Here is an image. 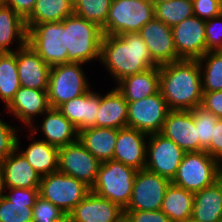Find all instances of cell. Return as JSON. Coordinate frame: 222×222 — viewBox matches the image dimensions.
Segmentation results:
<instances>
[{"mask_svg": "<svg viewBox=\"0 0 222 222\" xmlns=\"http://www.w3.org/2000/svg\"><path fill=\"white\" fill-rule=\"evenodd\" d=\"M5 1H6V0H0V6L5 5Z\"/></svg>", "mask_w": 222, "mask_h": 222, "instance_id": "cell-50", "label": "cell"}, {"mask_svg": "<svg viewBox=\"0 0 222 222\" xmlns=\"http://www.w3.org/2000/svg\"><path fill=\"white\" fill-rule=\"evenodd\" d=\"M21 87L15 52L0 53V100L4 108L11 102Z\"/></svg>", "mask_w": 222, "mask_h": 222, "instance_id": "cell-33", "label": "cell"}, {"mask_svg": "<svg viewBox=\"0 0 222 222\" xmlns=\"http://www.w3.org/2000/svg\"><path fill=\"white\" fill-rule=\"evenodd\" d=\"M68 63L99 62L103 32L97 24L73 13L64 19Z\"/></svg>", "mask_w": 222, "mask_h": 222, "instance_id": "cell-3", "label": "cell"}, {"mask_svg": "<svg viewBox=\"0 0 222 222\" xmlns=\"http://www.w3.org/2000/svg\"><path fill=\"white\" fill-rule=\"evenodd\" d=\"M222 164L206 151L185 152L172 184L196 193L220 179Z\"/></svg>", "mask_w": 222, "mask_h": 222, "instance_id": "cell-5", "label": "cell"}, {"mask_svg": "<svg viewBox=\"0 0 222 222\" xmlns=\"http://www.w3.org/2000/svg\"><path fill=\"white\" fill-rule=\"evenodd\" d=\"M101 162L79 141L59 148L58 171L72 176L92 188Z\"/></svg>", "mask_w": 222, "mask_h": 222, "instance_id": "cell-13", "label": "cell"}, {"mask_svg": "<svg viewBox=\"0 0 222 222\" xmlns=\"http://www.w3.org/2000/svg\"><path fill=\"white\" fill-rule=\"evenodd\" d=\"M27 138L29 145L27 148H21L20 135L16 137V148L27 159L32 168L41 176L48 175L58 171L59 148L48 144L27 129Z\"/></svg>", "mask_w": 222, "mask_h": 222, "instance_id": "cell-23", "label": "cell"}, {"mask_svg": "<svg viewBox=\"0 0 222 222\" xmlns=\"http://www.w3.org/2000/svg\"><path fill=\"white\" fill-rule=\"evenodd\" d=\"M39 188H5L0 200V222H33Z\"/></svg>", "mask_w": 222, "mask_h": 222, "instance_id": "cell-20", "label": "cell"}, {"mask_svg": "<svg viewBox=\"0 0 222 222\" xmlns=\"http://www.w3.org/2000/svg\"><path fill=\"white\" fill-rule=\"evenodd\" d=\"M50 108L47 91L31 89L21 86L15 93L4 112L14 117L21 125V129H29ZM8 110V111H7Z\"/></svg>", "mask_w": 222, "mask_h": 222, "instance_id": "cell-15", "label": "cell"}, {"mask_svg": "<svg viewBox=\"0 0 222 222\" xmlns=\"http://www.w3.org/2000/svg\"><path fill=\"white\" fill-rule=\"evenodd\" d=\"M205 151L222 164V119H218L210 145Z\"/></svg>", "mask_w": 222, "mask_h": 222, "instance_id": "cell-44", "label": "cell"}, {"mask_svg": "<svg viewBox=\"0 0 222 222\" xmlns=\"http://www.w3.org/2000/svg\"><path fill=\"white\" fill-rule=\"evenodd\" d=\"M16 63L21 86L47 91L51 67L28 43L16 50Z\"/></svg>", "mask_w": 222, "mask_h": 222, "instance_id": "cell-18", "label": "cell"}, {"mask_svg": "<svg viewBox=\"0 0 222 222\" xmlns=\"http://www.w3.org/2000/svg\"><path fill=\"white\" fill-rule=\"evenodd\" d=\"M133 222H171L159 209L155 211H124Z\"/></svg>", "mask_w": 222, "mask_h": 222, "instance_id": "cell-42", "label": "cell"}, {"mask_svg": "<svg viewBox=\"0 0 222 222\" xmlns=\"http://www.w3.org/2000/svg\"><path fill=\"white\" fill-rule=\"evenodd\" d=\"M37 0H6L5 5L26 19L33 11Z\"/></svg>", "mask_w": 222, "mask_h": 222, "instance_id": "cell-45", "label": "cell"}, {"mask_svg": "<svg viewBox=\"0 0 222 222\" xmlns=\"http://www.w3.org/2000/svg\"><path fill=\"white\" fill-rule=\"evenodd\" d=\"M83 63H63L51 67L47 88L51 108L85 94L92 84L85 74Z\"/></svg>", "mask_w": 222, "mask_h": 222, "instance_id": "cell-6", "label": "cell"}, {"mask_svg": "<svg viewBox=\"0 0 222 222\" xmlns=\"http://www.w3.org/2000/svg\"><path fill=\"white\" fill-rule=\"evenodd\" d=\"M118 222H133L125 213L119 218Z\"/></svg>", "mask_w": 222, "mask_h": 222, "instance_id": "cell-47", "label": "cell"}, {"mask_svg": "<svg viewBox=\"0 0 222 222\" xmlns=\"http://www.w3.org/2000/svg\"><path fill=\"white\" fill-rule=\"evenodd\" d=\"M182 222H199V221H196L193 218H189V219L182 221Z\"/></svg>", "mask_w": 222, "mask_h": 222, "instance_id": "cell-49", "label": "cell"}, {"mask_svg": "<svg viewBox=\"0 0 222 222\" xmlns=\"http://www.w3.org/2000/svg\"><path fill=\"white\" fill-rule=\"evenodd\" d=\"M99 105L100 92L91 87L85 94L63 103L57 109L80 131L96 126Z\"/></svg>", "mask_w": 222, "mask_h": 222, "instance_id": "cell-25", "label": "cell"}, {"mask_svg": "<svg viewBox=\"0 0 222 222\" xmlns=\"http://www.w3.org/2000/svg\"><path fill=\"white\" fill-rule=\"evenodd\" d=\"M202 92L222 91V51H208L198 59Z\"/></svg>", "mask_w": 222, "mask_h": 222, "instance_id": "cell-34", "label": "cell"}, {"mask_svg": "<svg viewBox=\"0 0 222 222\" xmlns=\"http://www.w3.org/2000/svg\"><path fill=\"white\" fill-rule=\"evenodd\" d=\"M104 93H100L96 127L114 129L127 127L128 105L123 95L116 87Z\"/></svg>", "mask_w": 222, "mask_h": 222, "instance_id": "cell-28", "label": "cell"}, {"mask_svg": "<svg viewBox=\"0 0 222 222\" xmlns=\"http://www.w3.org/2000/svg\"><path fill=\"white\" fill-rule=\"evenodd\" d=\"M152 1H153V4H156V3H161L165 1H171V0H152Z\"/></svg>", "mask_w": 222, "mask_h": 222, "instance_id": "cell-48", "label": "cell"}, {"mask_svg": "<svg viewBox=\"0 0 222 222\" xmlns=\"http://www.w3.org/2000/svg\"><path fill=\"white\" fill-rule=\"evenodd\" d=\"M4 181H3V177H2V173L0 171V200L4 197Z\"/></svg>", "mask_w": 222, "mask_h": 222, "instance_id": "cell-46", "label": "cell"}, {"mask_svg": "<svg viewBox=\"0 0 222 222\" xmlns=\"http://www.w3.org/2000/svg\"><path fill=\"white\" fill-rule=\"evenodd\" d=\"M192 16V0H171L154 4V18L171 28Z\"/></svg>", "mask_w": 222, "mask_h": 222, "instance_id": "cell-35", "label": "cell"}, {"mask_svg": "<svg viewBox=\"0 0 222 222\" xmlns=\"http://www.w3.org/2000/svg\"><path fill=\"white\" fill-rule=\"evenodd\" d=\"M90 192L85 183L59 171L43 176L39 185V195L67 215Z\"/></svg>", "mask_w": 222, "mask_h": 222, "instance_id": "cell-9", "label": "cell"}, {"mask_svg": "<svg viewBox=\"0 0 222 222\" xmlns=\"http://www.w3.org/2000/svg\"><path fill=\"white\" fill-rule=\"evenodd\" d=\"M69 221L67 214L60 208L43 199L40 195L33 206V222Z\"/></svg>", "mask_w": 222, "mask_h": 222, "instance_id": "cell-38", "label": "cell"}, {"mask_svg": "<svg viewBox=\"0 0 222 222\" xmlns=\"http://www.w3.org/2000/svg\"><path fill=\"white\" fill-rule=\"evenodd\" d=\"M171 181L147 169L135 175L131 199L124 211L159 210Z\"/></svg>", "mask_w": 222, "mask_h": 222, "instance_id": "cell-11", "label": "cell"}, {"mask_svg": "<svg viewBox=\"0 0 222 222\" xmlns=\"http://www.w3.org/2000/svg\"><path fill=\"white\" fill-rule=\"evenodd\" d=\"M190 111L194 117L195 128H197L199 151H205L210 145L213 129L219 118L201 105Z\"/></svg>", "mask_w": 222, "mask_h": 222, "instance_id": "cell-37", "label": "cell"}, {"mask_svg": "<svg viewBox=\"0 0 222 222\" xmlns=\"http://www.w3.org/2000/svg\"><path fill=\"white\" fill-rule=\"evenodd\" d=\"M127 127L146 134L160 133L169 112L160 90L144 99L127 102Z\"/></svg>", "mask_w": 222, "mask_h": 222, "instance_id": "cell-12", "label": "cell"}, {"mask_svg": "<svg viewBox=\"0 0 222 222\" xmlns=\"http://www.w3.org/2000/svg\"><path fill=\"white\" fill-rule=\"evenodd\" d=\"M201 106L222 119V91L203 92Z\"/></svg>", "mask_w": 222, "mask_h": 222, "instance_id": "cell-43", "label": "cell"}, {"mask_svg": "<svg viewBox=\"0 0 222 222\" xmlns=\"http://www.w3.org/2000/svg\"><path fill=\"white\" fill-rule=\"evenodd\" d=\"M171 30L177 56L180 59L198 60L207 52L204 20L193 15Z\"/></svg>", "mask_w": 222, "mask_h": 222, "instance_id": "cell-14", "label": "cell"}, {"mask_svg": "<svg viewBox=\"0 0 222 222\" xmlns=\"http://www.w3.org/2000/svg\"><path fill=\"white\" fill-rule=\"evenodd\" d=\"M20 130V126L15 127L0 117V162L16 148V137Z\"/></svg>", "mask_w": 222, "mask_h": 222, "instance_id": "cell-39", "label": "cell"}, {"mask_svg": "<svg viewBox=\"0 0 222 222\" xmlns=\"http://www.w3.org/2000/svg\"><path fill=\"white\" fill-rule=\"evenodd\" d=\"M123 214L119 205L90 192L67 217L69 222H118Z\"/></svg>", "mask_w": 222, "mask_h": 222, "instance_id": "cell-22", "label": "cell"}, {"mask_svg": "<svg viewBox=\"0 0 222 222\" xmlns=\"http://www.w3.org/2000/svg\"><path fill=\"white\" fill-rule=\"evenodd\" d=\"M160 92L169 110H192L202 103L198 60L181 59L159 66Z\"/></svg>", "mask_w": 222, "mask_h": 222, "instance_id": "cell-2", "label": "cell"}, {"mask_svg": "<svg viewBox=\"0 0 222 222\" xmlns=\"http://www.w3.org/2000/svg\"><path fill=\"white\" fill-rule=\"evenodd\" d=\"M152 60L158 65L181 60L177 56L171 27L153 18L139 31Z\"/></svg>", "mask_w": 222, "mask_h": 222, "instance_id": "cell-16", "label": "cell"}, {"mask_svg": "<svg viewBox=\"0 0 222 222\" xmlns=\"http://www.w3.org/2000/svg\"><path fill=\"white\" fill-rule=\"evenodd\" d=\"M118 129L88 127L79 131L78 141L100 162L113 159Z\"/></svg>", "mask_w": 222, "mask_h": 222, "instance_id": "cell-29", "label": "cell"}, {"mask_svg": "<svg viewBox=\"0 0 222 222\" xmlns=\"http://www.w3.org/2000/svg\"><path fill=\"white\" fill-rule=\"evenodd\" d=\"M39 118L41 124L34 123L28 130L35 136L41 132L42 141L47 142L57 148L64 147L68 144L78 141L79 131L66 119L57 108H49ZM36 124V125H35ZM38 130V131H37Z\"/></svg>", "mask_w": 222, "mask_h": 222, "instance_id": "cell-17", "label": "cell"}, {"mask_svg": "<svg viewBox=\"0 0 222 222\" xmlns=\"http://www.w3.org/2000/svg\"><path fill=\"white\" fill-rule=\"evenodd\" d=\"M199 222H218L222 219V180L194 193L192 217Z\"/></svg>", "mask_w": 222, "mask_h": 222, "instance_id": "cell-30", "label": "cell"}, {"mask_svg": "<svg viewBox=\"0 0 222 222\" xmlns=\"http://www.w3.org/2000/svg\"><path fill=\"white\" fill-rule=\"evenodd\" d=\"M184 152H199V140L194 117L189 110H169L160 132Z\"/></svg>", "mask_w": 222, "mask_h": 222, "instance_id": "cell-19", "label": "cell"}, {"mask_svg": "<svg viewBox=\"0 0 222 222\" xmlns=\"http://www.w3.org/2000/svg\"><path fill=\"white\" fill-rule=\"evenodd\" d=\"M114 86L127 102L138 101L156 94L160 90L159 66L125 77Z\"/></svg>", "mask_w": 222, "mask_h": 222, "instance_id": "cell-27", "label": "cell"}, {"mask_svg": "<svg viewBox=\"0 0 222 222\" xmlns=\"http://www.w3.org/2000/svg\"><path fill=\"white\" fill-rule=\"evenodd\" d=\"M193 15L209 20L222 14V0H192Z\"/></svg>", "mask_w": 222, "mask_h": 222, "instance_id": "cell-41", "label": "cell"}, {"mask_svg": "<svg viewBox=\"0 0 222 222\" xmlns=\"http://www.w3.org/2000/svg\"><path fill=\"white\" fill-rule=\"evenodd\" d=\"M194 193L172 183L166 189L160 210L171 222H182L192 217Z\"/></svg>", "mask_w": 222, "mask_h": 222, "instance_id": "cell-31", "label": "cell"}, {"mask_svg": "<svg viewBox=\"0 0 222 222\" xmlns=\"http://www.w3.org/2000/svg\"><path fill=\"white\" fill-rule=\"evenodd\" d=\"M207 52L222 51V14L205 21Z\"/></svg>", "mask_w": 222, "mask_h": 222, "instance_id": "cell-40", "label": "cell"}, {"mask_svg": "<svg viewBox=\"0 0 222 222\" xmlns=\"http://www.w3.org/2000/svg\"><path fill=\"white\" fill-rule=\"evenodd\" d=\"M27 43L50 67L68 63L64 20L33 25L28 29Z\"/></svg>", "mask_w": 222, "mask_h": 222, "instance_id": "cell-8", "label": "cell"}, {"mask_svg": "<svg viewBox=\"0 0 222 222\" xmlns=\"http://www.w3.org/2000/svg\"><path fill=\"white\" fill-rule=\"evenodd\" d=\"M74 13L71 0H37L31 14L25 19L27 30L33 25L61 22Z\"/></svg>", "mask_w": 222, "mask_h": 222, "instance_id": "cell-32", "label": "cell"}, {"mask_svg": "<svg viewBox=\"0 0 222 222\" xmlns=\"http://www.w3.org/2000/svg\"><path fill=\"white\" fill-rule=\"evenodd\" d=\"M27 35L25 19L11 7L0 6V53L22 48L27 44Z\"/></svg>", "mask_w": 222, "mask_h": 222, "instance_id": "cell-26", "label": "cell"}, {"mask_svg": "<svg viewBox=\"0 0 222 222\" xmlns=\"http://www.w3.org/2000/svg\"><path fill=\"white\" fill-rule=\"evenodd\" d=\"M99 64L105 66L116 84L125 77L158 66L139 32L103 35Z\"/></svg>", "mask_w": 222, "mask_h": 222, "instance_id": "cell-1", "label": "cell"}, {"mask_svg": "<svg viewBox=\"0 0 222 222\" xmlns=\"http://www.w3.org/2000/svg\"><path fill=\"white\" fill-rule=\"evenodd\" d=\"M154 18L152 0H112L103 35L136 33Z\"/></svg>", "mask_w": 222, "mask_h": 222, "instance_id": "cell-7", "label": "cell"}, {"mask_svg": "<svg viewBox=\"0 0 222 222\" xmlns=\"http://www.w3.org/2000/svg\"><path fill=\"white\" fill-rule=\"evenodd\" d=\"M112 0H77L74 13L87 21L103 27L108 18Z\"/></svg>", "mask_w": 222, "mask_h": 222, "instance_id": "cell-36", "label": "cell"}, {"mask_svg": "<svg viewBox=\"0 0 222 222\" xmlns=\"http://www.w3.org/2000/svg\"><path fill=\"white\" fill-rule=\"evenodd\" d=\"M148 134L134 128L118 129L113 160L134 169L142 170L146 166V146Z\"/></svg>", "mask_w": 222, "mask_h": 222, "instance_id": "cell-21", "label": "cell"}, {"mask_svg": "<svg viewBox=\"0 0 222 222\" xmlns=\"http://www.w3.org/2000/svg\"><path fill=\"white\" fill-rule=\"evenodd\" d=\"M184 154L185 152L178 145L162 134H149L145 169L172 181Z\"/></svg>", "mask_w": 222, "mask_h": 222, "instance_id": "cell-10", "label": "cell"}, {"mask_svg": "<svg viewBox=\"0 0 222 222\" xmlns=\"http://www.w3.org/2000/svg\"><path fill=\"white\" fill-rule=\"evenodd\" d=\"M0 171L5 188H39L42 178L17 148L0 162Z\"/></svg>", "mask_w": 222, "mask_h": 222, "instance_id": "cell-24", "label": "cell"}, {"mask_svg": "<svg viewBox=\"0 0 222 222\" xmlns=\"http://www.w3.org/2000/svg\"><path fill=\"white\" fill-rule=\"evenodd\" d=\"M137 170L116 160L101 162L91 192L125 209L131 199Z\"/></svg>", "mask_w": 222, "mask_h": 222, "instance_id": "cell-4", "label": "cell"}]
</instances>
